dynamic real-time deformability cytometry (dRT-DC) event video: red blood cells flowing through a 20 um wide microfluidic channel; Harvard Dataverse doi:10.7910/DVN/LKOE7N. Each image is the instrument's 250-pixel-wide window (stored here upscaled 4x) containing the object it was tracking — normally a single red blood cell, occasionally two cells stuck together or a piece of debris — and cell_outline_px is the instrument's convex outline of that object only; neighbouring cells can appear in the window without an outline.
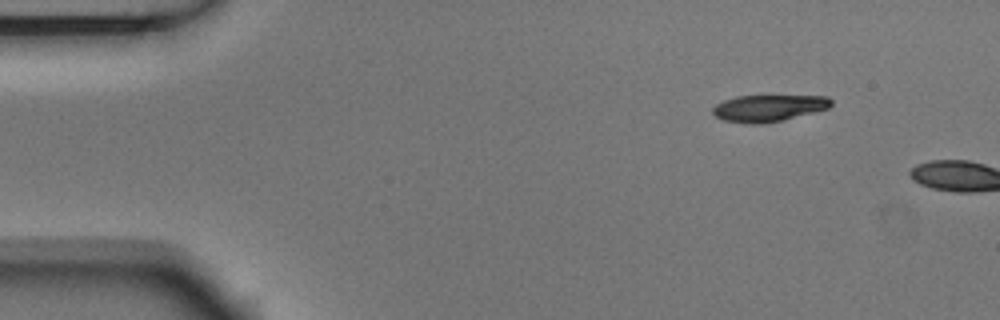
{"species": "Egyptian fruit bat (a non-hibernating species)", "species_latin": "Rousettus aegyptiacus", "temperature_condition": "room temperature", "stored_images_in_passage": 2, "camera_frame_rate_fps": 3000, "um_per_image_px": 0.085, "animal": {"sex": "male"}, "frame": {"image": 1, "passage_image": 1, "time_ms": 0.0, "image_size_px": [1000, 320], "cell_outline_px": [[832, 104], [828, 108], [784, 120], [760, 124], [748, 124], [724, 120], [716, 116], [712, 112], [712, 108], [716, 104], [724, 100], [736, 96], [828, 96], [832, 100]], "centroid_in_image_um": [65.32, 9.19], "position_along_channel_um": 19.7, "area_um2": 18.38}}